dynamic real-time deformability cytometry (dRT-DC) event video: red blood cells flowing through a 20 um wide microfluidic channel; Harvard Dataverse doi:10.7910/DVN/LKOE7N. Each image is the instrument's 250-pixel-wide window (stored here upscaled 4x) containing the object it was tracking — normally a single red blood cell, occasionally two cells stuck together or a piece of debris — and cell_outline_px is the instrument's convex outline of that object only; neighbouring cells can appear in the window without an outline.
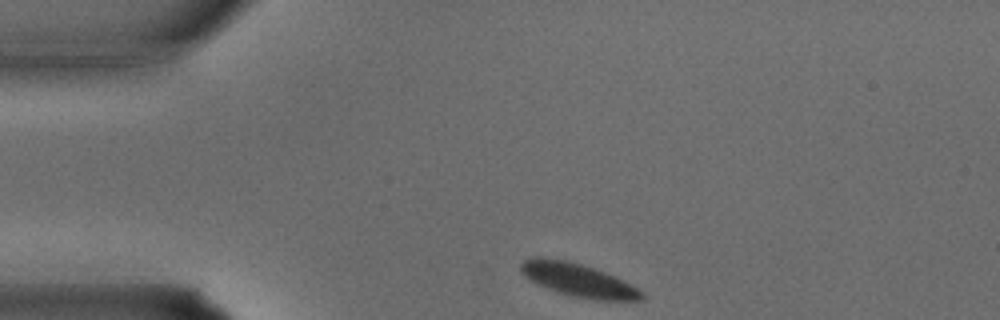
{"species": "common noctule bat (a hibernating species)", "species_latin": "Nyctalus noctula", "temperature_condition": "warm", "stored_images_in_passage": 22, "camera_frame_rate_fps": 3000, "um_per_image_px": 0.085, "animal": {"sex": "male", "body_mass_g": 15.6}, "frame": {"image": 1, "passage_image": 1, "time_ms": 0.0, "image_size_px": [1000, 320], "cell_outline_px": [[644, 300], [596, 300], [568, 296], [556, 292], [536, 284], [524, 276], [520, 272], [520, 264], [524, 260], [540, 256], [564, 260], [580, 264], [616, 276], [644, 292]], "centroid_in_image_um": [49.12, 23.82], "position_along_channel_um": 35.9, "area_um2": 23.52}}
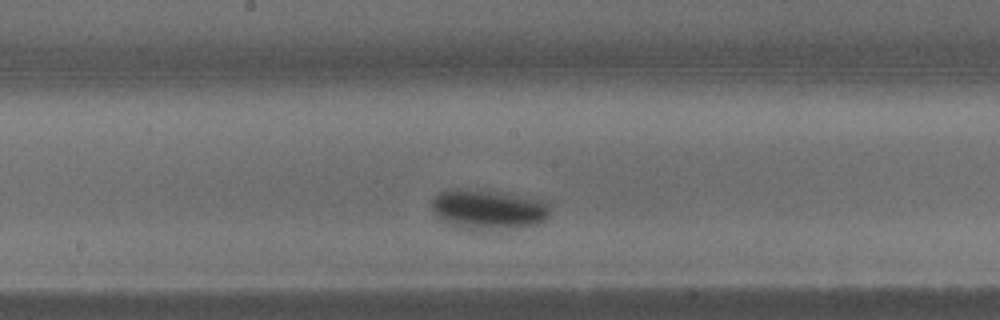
{"frame": {"image": 2, "passage_image": 12, "time_ms": 3.667, "image_size_px": [1000, 320], "cell_outline_px": [[552, 212], [544, 220], [536, 224], [520, 228], [484, 232], [476, 232], [460, 228], [440, 220], [436, 216], [432, 208], [432, 200], [436, 192], [448, 188], [456, 188], [500, 192], [548, 200], [552, 208]], "centroid_in_image_um": [41.52, 17.83], "position_along_channel_um": 206.7, "area_um2": 28.78}}
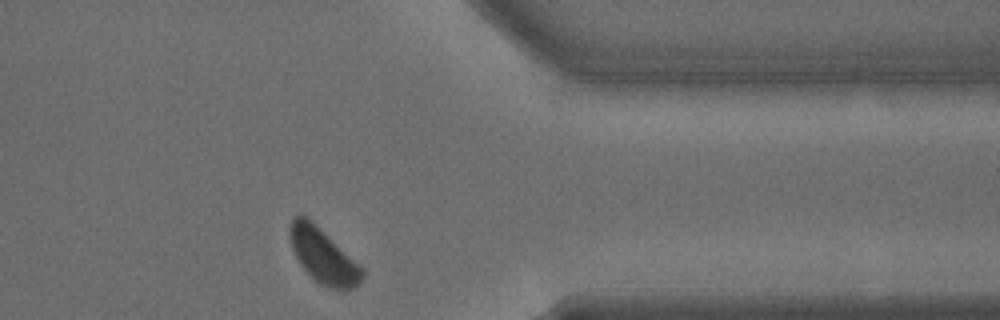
{"frame": {"image": 3, "passage_image": 22, "time_ms": 7.0, "image_size_px": [1000, 320], "cell_outline_px": [[364, 276], [360, 284], [344, 292], [328, 288], [320, 284], [300, 264], [292, 248], [288, 232], [288, 228], [292, 216], [300, 212], [308, 216], [364, 268]], "centroid_in_image_um": [27.47, 21.71], "position_along_channel_um": 383.9, "area_um2": 23.7}}